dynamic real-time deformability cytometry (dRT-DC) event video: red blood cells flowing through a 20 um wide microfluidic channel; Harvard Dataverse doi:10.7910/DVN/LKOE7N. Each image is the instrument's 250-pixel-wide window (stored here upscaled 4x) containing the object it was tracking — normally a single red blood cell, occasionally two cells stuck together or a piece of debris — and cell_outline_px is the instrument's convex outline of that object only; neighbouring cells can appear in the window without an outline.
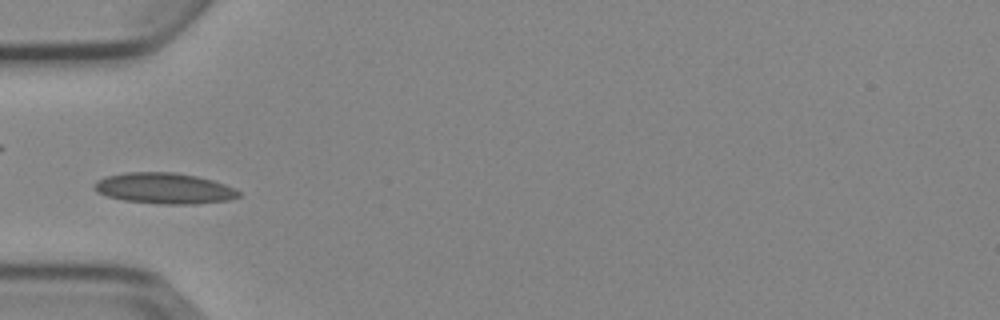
{"species": "Egyptian fruit bat (a non-hibernating species)", "species_latin": "Rousettus aegyptiacus", "temperature_condition": "cold", "stored_images_in_passage": 7, "camera_frame_rate_fps": 3000, "um_per_image_px": 0.085, "animal": {"sex": "female"}, "frame": {"image": 1, "passage_image": 3, "time_ms": 2.667, "image_size_px": [1000, 320], "cell_outline_px": [[240, 196], [228, 200], [196, 204], [160, 204], [124, 200], [108, 196], [96, 192], [92, 188], [92, 184], [96, 180], [108, 176], [124, 172], [176, 172], [196, 176], [212, 180], [224, 184], [240, 192]], "centroid_in_image_um": [13.92, 16.0], "position_along_channel_um": 71.1, "area_um2": 26.01}}
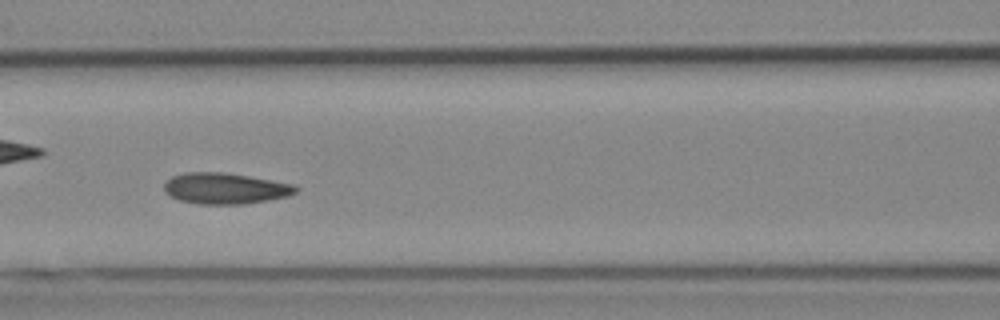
{"frame": {"image": 2, "passage_image": 5, "time_ms": 4.667, "image_size_px": [1000, 320], "cell_outline_px": [[300, 188], [296, 192], [288, 196], [268, 200], [244, 204], [196, 204], [180, 200], [164, 192], [164, 184], [172, 176], [184, 172], [224, 172], [248, 176], [292, 184]], "centroid_in_image_um": [19.13, 16.01], "position_along_channel_um": 147.5, "area_um2": 23.76}}
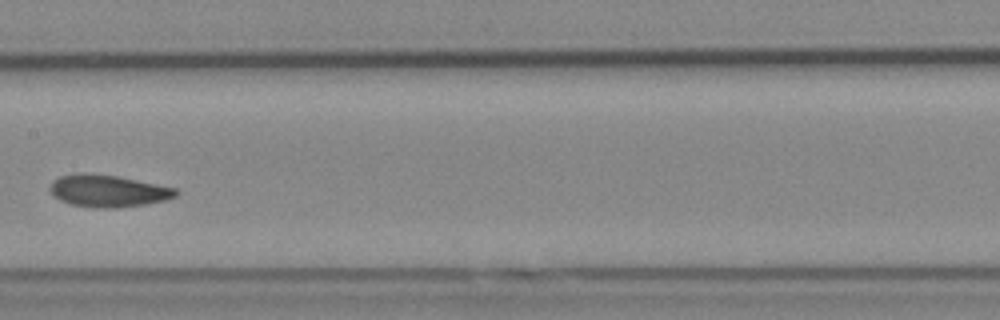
{"frame": {"image": 3, "passage_image": 6, "time_ms": 6.0, "image_size_px": [1000, 320], "cell_outline_px": [[180, 192], [176, 196], [164, 200], [144, 204], [112, 208], [92, 208], [72, 204], [60, 200], [52, 196], [48, 188], [52, 180], [60, 176], [80, 172], [84, 172], [116, 176], [176, 188]], "centroid_in_image_um": [9.12, 16.22], "position_along_channel_um": 198.3, "area_um2": 23.58}}